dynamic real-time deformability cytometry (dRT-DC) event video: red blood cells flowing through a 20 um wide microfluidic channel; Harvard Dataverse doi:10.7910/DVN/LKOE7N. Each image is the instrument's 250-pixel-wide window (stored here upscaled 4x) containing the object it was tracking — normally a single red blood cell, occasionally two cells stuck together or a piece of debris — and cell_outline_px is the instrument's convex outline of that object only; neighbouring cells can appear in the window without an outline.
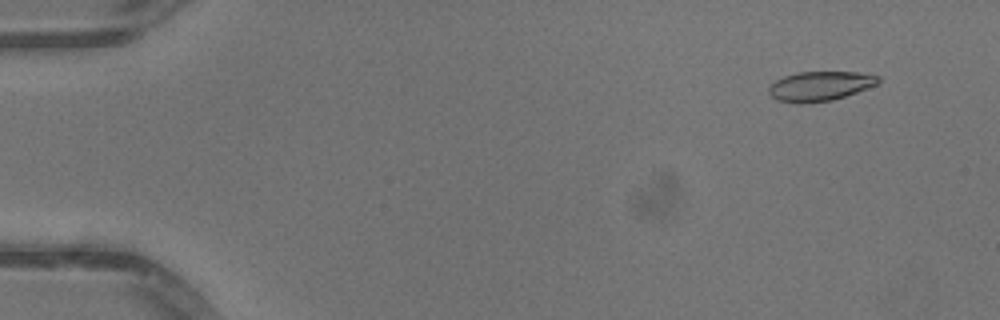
{"species": "common noctule bat (a hibernating species)", "species_latin": "Nyctalus noctula", "temperature_condition": "warm", "stored_images_in_passage": 51, "camera_frame_rate_fps": 3000, "um_per_image_px": 0.085, "animal": {"sex": "male", "body_mass_g": 13.3}, "frame": {"image": 1, "passage_image": 5, "time_ms": 1.333, "image_size_px": [1000, 320], "cell_outline_px": [[880, 84], [832, 100], [804, 104], [776, 100], [768, 92], [768, 88], [776, 80], [784, 76], [796, 72], [856, 72], [880, 76]], "centroid_in_image_um": [69.71, 7.32], "position_along_channel_um": 15.3, "area_um2": 18.9}}
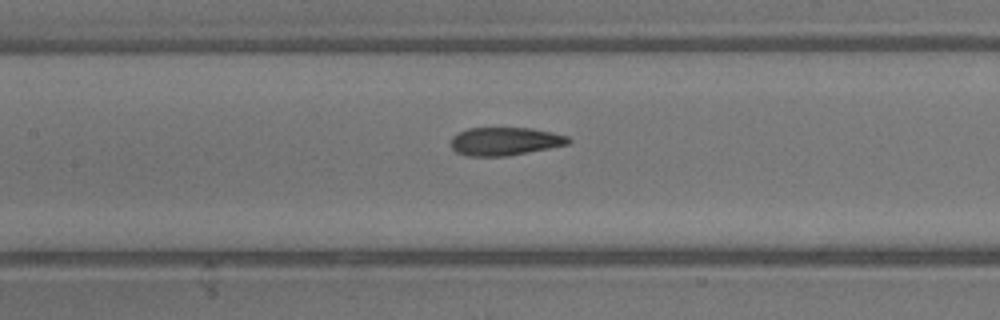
{"frame": {"image": 2, "passage_image": 25, "time_ms": 8.0, "image_size_px": [1000, 320], "cell_outline_px": [[572, 140], [568, 144], [508, 156], [468, 156], [456, 152], [452, 148], [452, 136], [468, 128], [532, 128], [552, 132], [568, 136]], "centroid_in_image_um": [42.93, 12.01], "position_along_channel_um": 164.5, "area_um2": 19.19}}
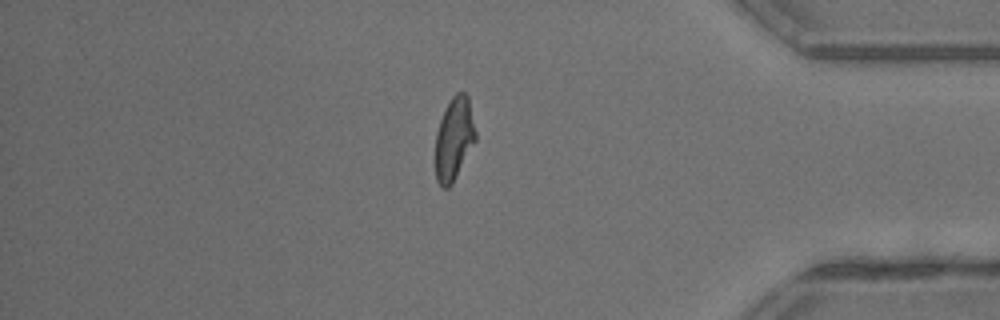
{"frame": {"image": 3, "passage_image": 44, "time_ms": 14.333, "image_size_px": [1000, 320], "cell_outline_px": [[476, 140], [452, 184], [448, 188], [444, 188], [436, 180], [436, 132], [440, 120], [452, 96], [456, 92], [464, 92], [468, 96], [476, 132]], "centroid_in_image_um": [38.6, 11.79], "position_along_channel_um": 396.6, "area_um2": 19.19}, "authors_computed_cell_mechanics": {"area_um2": 19.4786, "velocity_mm_per_s": 4.128, "shape_relaxation_time_tau1_ms": 5.6577, "shape_relaxation_time_tau2_ms": 1.6091, "deformation_change_tau1": 0.2212, "deformation_change_tau2": 0.0857}}